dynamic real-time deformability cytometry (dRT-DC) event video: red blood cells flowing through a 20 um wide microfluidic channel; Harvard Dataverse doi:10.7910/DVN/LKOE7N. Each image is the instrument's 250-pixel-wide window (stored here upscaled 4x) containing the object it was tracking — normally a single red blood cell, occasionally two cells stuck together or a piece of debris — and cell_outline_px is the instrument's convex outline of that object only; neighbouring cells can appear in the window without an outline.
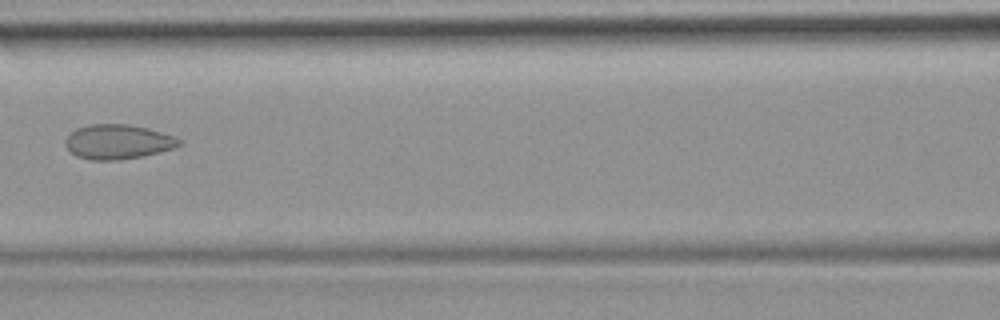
{"species": "common noctule bat (a hibernating species)", "species_latin": "Nyctalus noctula", "temperature_condition": "room temperature", "stored_images_in_passage": 7, "camera_frame_rate_fps": 3000, "um_per_image_px": 0.085, "animal": {"sex": "female", "body_mass_g": 19.9}, "frame": {"image": 1, "passage_image": 7, "time_ms": 6.667, "image_size_px": [1000, 320], "cell_outline_px": [[184, 144], [172, 148], [144, 156], [116, 160], [88, 160], [76, 156], [64, 144], [64, 140], [76, 128], [92, 124], [128, 124], [148, 128], [184, 140]], "centroid_in_image_um": [10.02, 12.05], "position_along_channel_um": 156.6, "area_um2": 22.95}}